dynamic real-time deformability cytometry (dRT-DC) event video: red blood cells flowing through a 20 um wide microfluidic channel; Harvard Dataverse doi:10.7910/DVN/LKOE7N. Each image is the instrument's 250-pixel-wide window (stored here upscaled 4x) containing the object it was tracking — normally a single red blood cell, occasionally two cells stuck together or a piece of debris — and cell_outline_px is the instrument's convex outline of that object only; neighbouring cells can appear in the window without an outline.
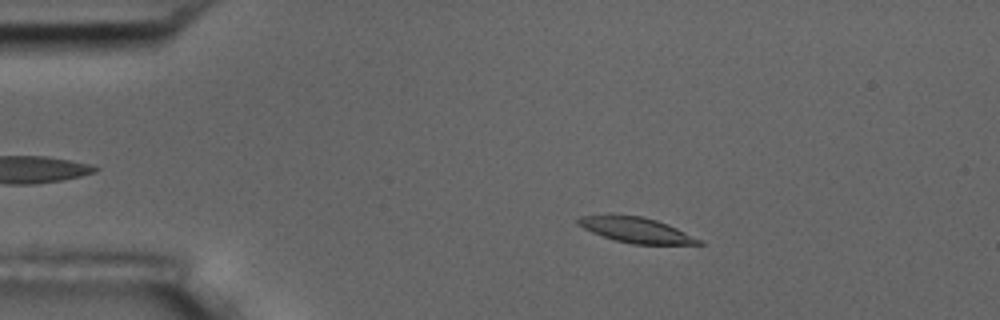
{"species": "common noctule bat (a hibernating species)", "species_latin": "Nyctalus noctula", "temperature_condition": "room temperature", "stored_images_in_passage": 7, "camera_frame_rate_fps": 3000, "um_per_image_px": 0.085, "animal": {"sex": "male", "body_mass_g": 17.5, "forearm_length_mm": 52.3}, "frame": {"image": 1, "passage_image": 3, "time_ms": 0.667, "image_size_px": [1000, 320], "cell_outline_px": [[704, 244], [632, 244], [616, 240], [592, 232], [576, 224], [576, 220], [580, 216], [612, 212], [644, 216], [668, 224], [700, 240]], "centroid_in_image_um": [53.96, 19.49], "position_along_channel_um": 31.0, "area_um2": 18.15}}
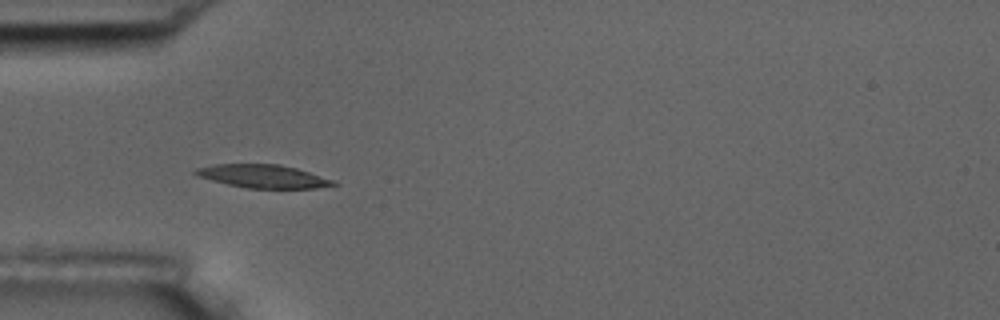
{"frame": {"image": 2, "passage_image": 5, "time_ms": 1.333, "image_size_px": [1000, 320], "cell_outline_px": [[340, 184], [316, 188], [248, 188], [228, 184], [196, 176], [192, 172], [196, 168], [212, 164], [280, 164], [296, 168], [336, 180]], "centroid_in_image_um": [22.38, 14.98], "position_along_channel_um": 62.6, "area_um2": 18.73}}